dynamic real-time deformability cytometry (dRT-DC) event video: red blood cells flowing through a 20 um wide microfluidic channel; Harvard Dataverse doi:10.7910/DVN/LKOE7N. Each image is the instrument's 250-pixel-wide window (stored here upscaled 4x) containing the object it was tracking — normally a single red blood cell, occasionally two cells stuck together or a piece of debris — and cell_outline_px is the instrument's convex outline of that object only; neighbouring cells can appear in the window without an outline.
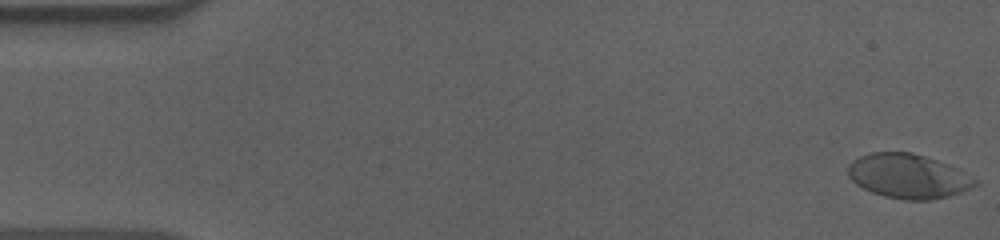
{"species": "human", "species_latin": "Homo sapiens", "temperature_condition": "cold", "stored_images_in_passage": 57, "camera_frame_rate_fps": 3000, "um_per_image_px": 0.085, "donor": {"sex": "male"}, "frame": {"image": 1, "passage_image": 1, "time_ms": 0.0, "image_size_px": [1000, 240], "cell_outline_px": [[976, 184], [972, 188], [948, 196], [932, 200], [904, 200], [884, 196], [872, 192], [856, 184], [848, 176], [848, 164], [852, 160], [860, 156], [872, 152], [912, 152], [948, 164], [956, 168], [976, 180]], "centroid_in_image_um": [77.16, 14.97], "position_along_channel_um": 7.8, "area_um2": 32.66}}
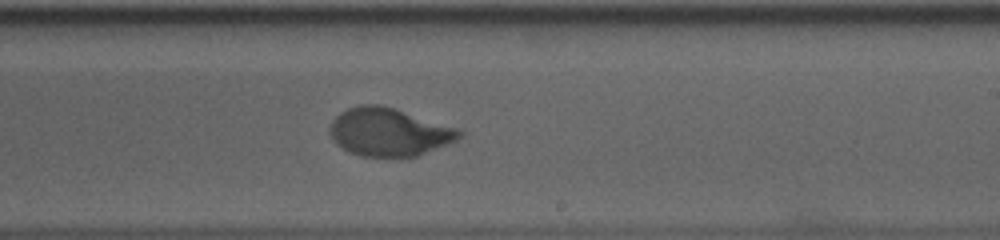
{"frame": {"image": 2, "passage_image": 34, "time_ms": 11.0, "image_size_px": [1000, 240], "cell_outline_px": [[464, 136], [456, 140], [416, 156], [360, 156], [348, 152], [336, 144], [328, 128], [332, 120], [340, 112], [348, 108], [360, 104], [380, 104], [460, 128], [464, 132]], "centroid_in_image_um": [33.06, 11.21], "position_along_channel_um": 255.9, "area_um2": 36.24}}
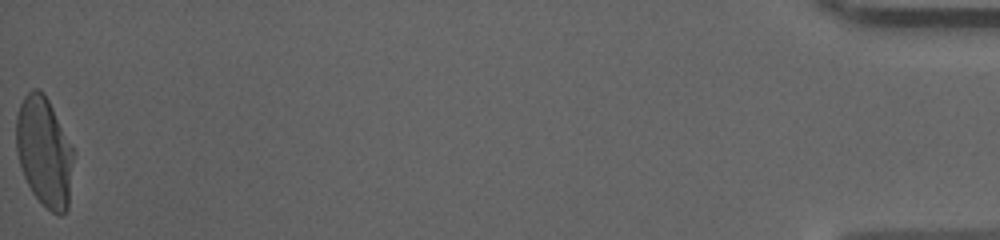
{"frame": {"image": 3, "passage_image": 57, "time_ms": 18.667, "image_size_px": [1000, 240], "cell_outline_px": [[76, 152], [68, 208], [60, 216], [52, 212], [32, 192], [24, 176], [20, 164], [16, 148], [16, 116], [20, 104], [24, 96], [32, 88], [40, 88], [44, 92], [72, 144]], "centroid_in_image_um": [3.8, 12.88], "position_along_channel_um": 431.4, "area_um2": 37.05}, "authors_computed_cell_mechanics": {"area_um2": 35.8938, "velocity_mm_per_s": 3.6028, "shape_relaxation_time_tau1_ms": 4.5436, "shape_relaxation_time_tau2_ms": null, "deformation_change_tau1": 0.194, "deformation_change_tau2": null}}